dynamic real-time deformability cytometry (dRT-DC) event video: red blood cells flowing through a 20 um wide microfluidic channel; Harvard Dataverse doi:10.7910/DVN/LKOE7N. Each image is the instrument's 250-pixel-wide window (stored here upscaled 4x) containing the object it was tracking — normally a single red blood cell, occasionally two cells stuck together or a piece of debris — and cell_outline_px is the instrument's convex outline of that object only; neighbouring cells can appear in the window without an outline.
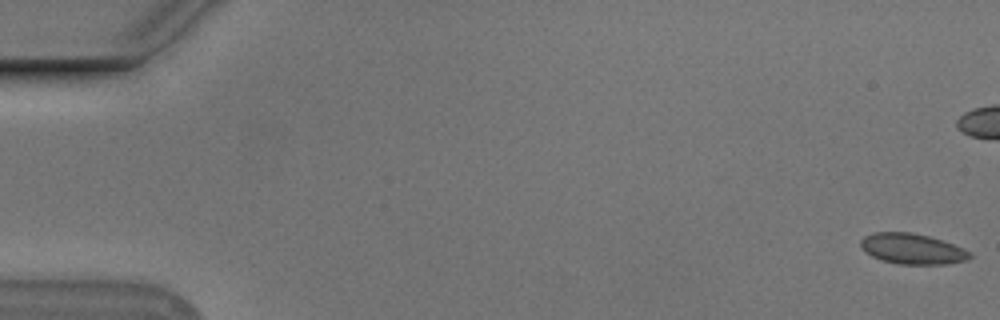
{"species": "Egyptian fruit bat (a non-hibernating species)", "species_latin": "Rousettus aegyptiacus", "temperature_condition": "cold", "stored_images_in_passage": 9, "camera_frame_rate_fps": 3000, "um_per_image_px": 0.085, "animal": {"sex": "male"}, "frame": {"image": 1, "passage_image": 1, "time_ms": 0.0, "image_size_px": [1000, 320], "cell_outline_px": [[972, 256], [968, 260], [948, 264], [896, 264], [880, 260], [864, 252], [860, 248], [860, 240], [864, 236], [872, 232], [912, 232], [928, 236], [964, 248], [972, 252]], "centroid_in_image_um": [77.52, 21.15], "position_along_channel_um": 7.5, "area_um2": 19.71}}